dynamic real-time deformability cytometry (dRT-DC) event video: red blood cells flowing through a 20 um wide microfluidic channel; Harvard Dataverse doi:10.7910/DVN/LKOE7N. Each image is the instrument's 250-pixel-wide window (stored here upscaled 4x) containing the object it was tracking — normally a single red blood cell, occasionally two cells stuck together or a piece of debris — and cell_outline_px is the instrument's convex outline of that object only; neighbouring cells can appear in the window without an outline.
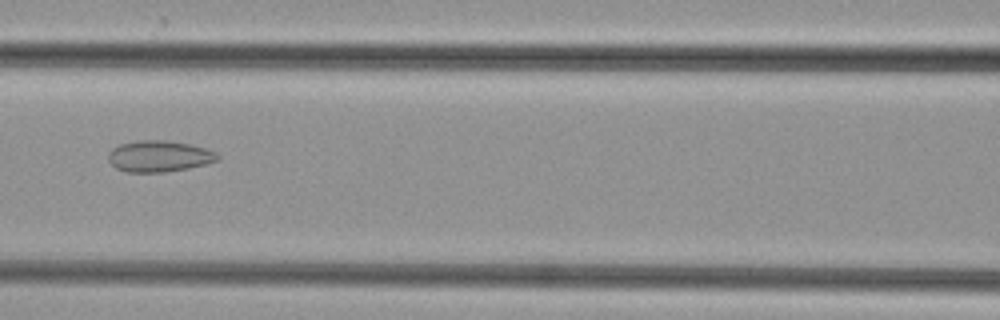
{"species": "common noctule bat (a hibernating species)", "species_latin": "Nyctalus noctula", "temperature_condition": "cold", "stored_images_in_passage": 31, "camera_frame_rate_fps": 3000, "um_per_image_px": 0.085, "animal": {"sex": "female", "body_mass_g": 29.2, "forearm_length_mm": 56.3}, "frame": {"image": 1, "passage_image": 13, "time_ms": 4.0, "image_size_px": [1000, 320], "cell_outline_px": [[220, 156], [216, 160], [208, 164], [188, 168], [164, 172], [128, 172], [116, 168], [108, 160], [108, 152], [112, 148], [120, 144], [140, 140], [168, 140], [188, 144], [204, 148], [216, 152]], "centroid_in_image_um": [13.51, 13.28], "position_along_channel_um": 153.1, "area_um2": 19.88}}
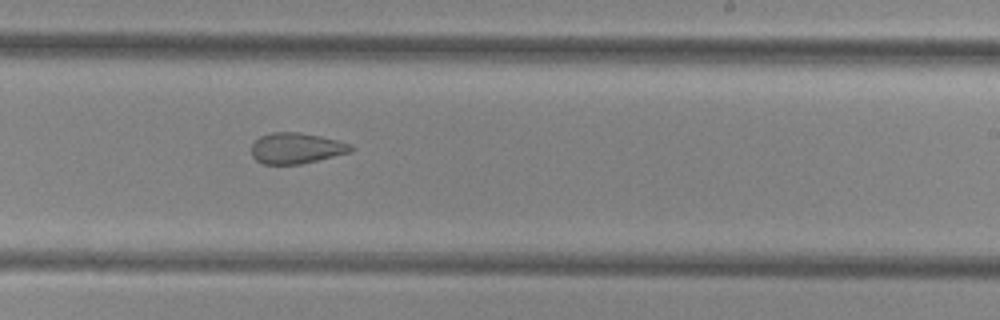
{"frame": {"image": 2, "passage_image": 21, "time_ms": 6.667, "image_size_px": [1000, 320], "cell_outline_px": [[356, 148], [352, 152], [300, 164], [264, 164], [256, 160], [252, 156], [252, 144], [260, 136], [272, 132], [300, 132], [320, 136], [352, 144]], "centroid_in_image_um": [25.21, 12.59], "position_along_channel_um": 263.8, "area_um2": 17.92}}
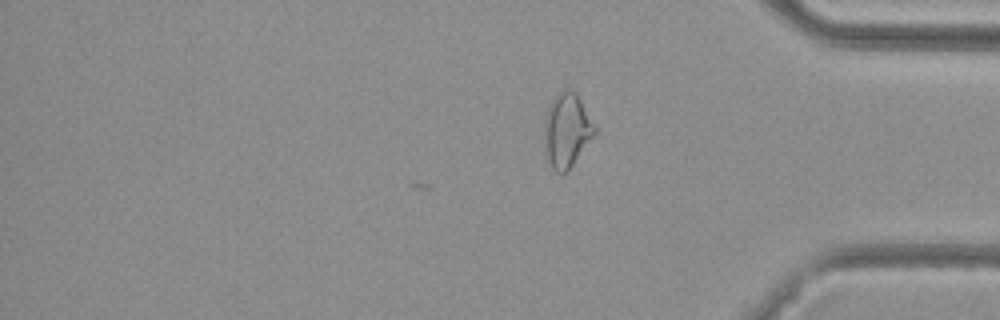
{"frame": {"image": 3, "passage_image": 31, "time_ms": 10.0, "image_size_px": [1000, 320], "cell_outline_px": [[596, 132], [568, 172], [556, 172], [552, 168], [548, 160], [544, 128], [544, 120], [548, 104], [564, 88], [568, 88], [576, 92], [596, 128]], "centroid_in_image_um": [48.17, 11.06], "position_along_channel_um": 387.0, "area_um2": 21.5}}